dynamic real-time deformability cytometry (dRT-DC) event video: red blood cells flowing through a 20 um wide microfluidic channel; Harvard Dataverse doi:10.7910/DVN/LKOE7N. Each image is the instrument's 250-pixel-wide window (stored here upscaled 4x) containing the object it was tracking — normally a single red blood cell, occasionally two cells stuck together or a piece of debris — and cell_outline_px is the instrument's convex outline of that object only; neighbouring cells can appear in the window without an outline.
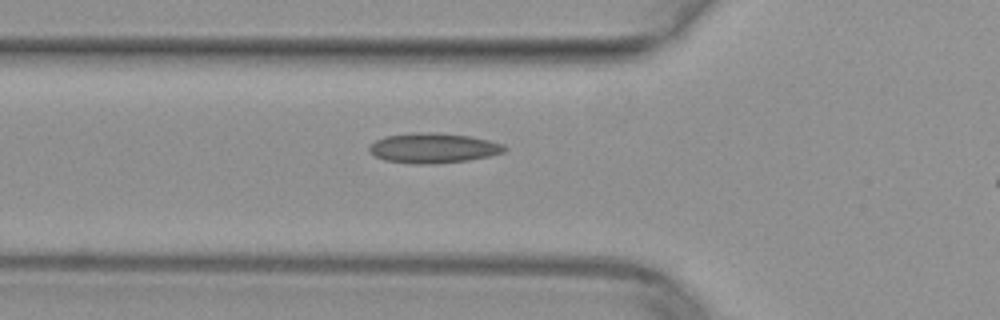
{"species": "common noctule bat (a hibernating species)", "species_latin": "Nyctalus noctula", "temperature_condition": "warm", "stored_images_in_passage": 38, "camera_frame_rate_fps": 3000, "um_per_image_px": 0.085, "animal": {"sex": "female", "body_mass_g": 29.2, "forearm_length_mm": 56.3}, "frame": {"image": 1, "passage_image": 11, "time_ms": 3.333, "image_size_px": [1000, 320], "cell_outline_px": [[508, 148], [504, 152], [488, 156], [468, 160], [428, 164], [412, 164], [384, 160], [368, 152], [368, 148], [376, 140], [384, 136], [412, 132], [436, 132], [472, 136], [504, 144]], "centroid_in_image_um": [36.82, 12.57], "position_along_channel_um": 89.0, "area_um2": 23.81}}
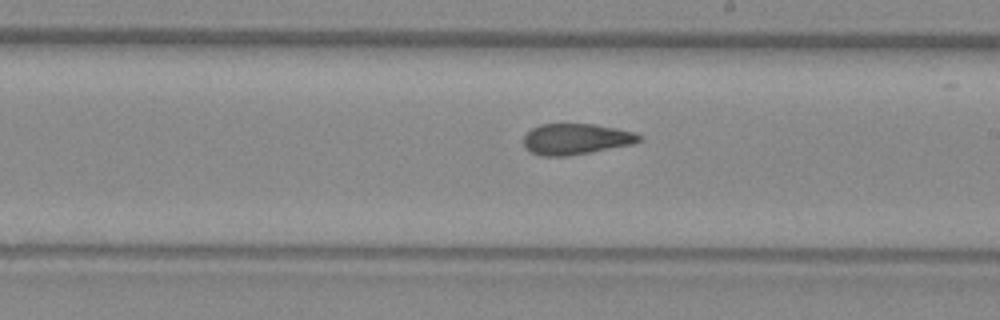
{"frame": {"image": 2, "passage_image": 22, "time_ms": 7.0, "image_size_px": [1000, 320], "cell_outline_px": [[644, 140], [632, 144], [588, 152], [564, 156], [540, 156], [528, 152], [524, 148], [524, 136], [532, 128], [540, 124], [592, 124], [616, 128], [636, 132], [644, 136]], "centroid_in_image_um": [48.96, 11.82], "position_along_channel_um": 240.0, "area_um2": 20.92}}
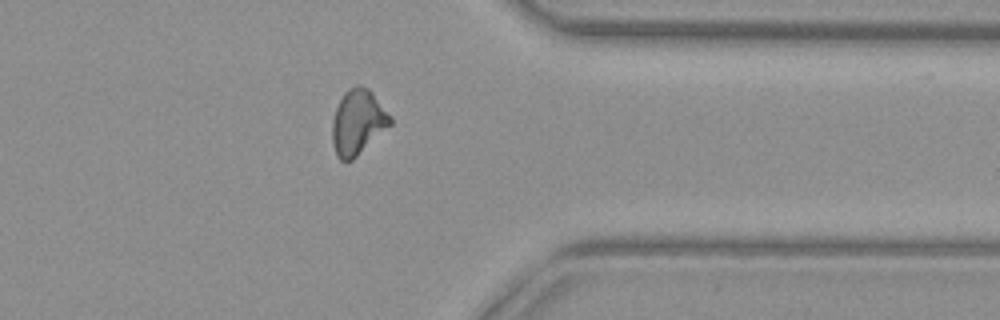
{"frame": {"image": 3, "passage_image": 33, "time_ms": 10.667, "image_size_px": [1000, 320], "cell_outline_px": [[392, 124], [352, 160], [344, 164], [336, 156], [332, 144], [332, 120], [336, 108], [344, 92], [348, 88], [356, 84], [360, 84], [368, 88], [372, 92], [392, 116]], "centroid_in_image_um": [30.4, 10.39], "position_along_channel_um": 381.0, "area_um2": 22.31}}